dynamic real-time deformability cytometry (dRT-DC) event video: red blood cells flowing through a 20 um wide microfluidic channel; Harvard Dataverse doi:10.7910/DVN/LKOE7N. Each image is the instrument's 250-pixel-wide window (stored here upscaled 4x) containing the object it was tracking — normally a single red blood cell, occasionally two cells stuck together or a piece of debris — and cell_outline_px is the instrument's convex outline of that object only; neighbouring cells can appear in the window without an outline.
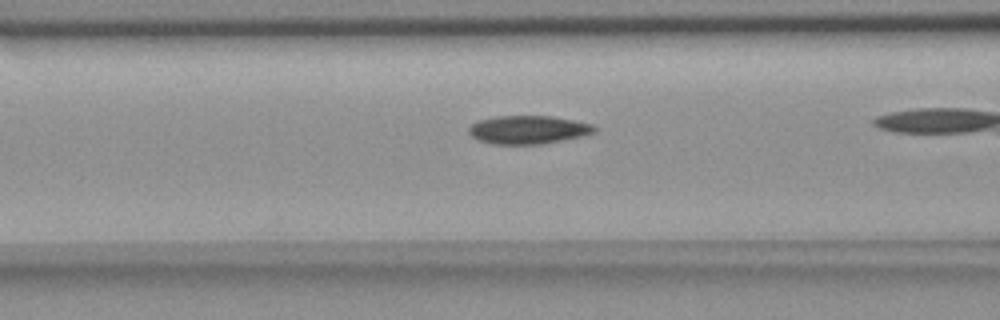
{"species": "common noctule bat (a hibernating species)", "species_latin": "Nyctalus noctula", "temperature_condition": "room temperature", "stored_images_in_passage": 29, "camera_frame_rate_fps": 3000, "um_per_image_px": 0.085, "animal": {"sex": "female", "body_mass_g": 18.4}, "frame": {"image": 1, "passage_image": 7, "time_ms": 2.0, "image_size_px": [1000, 320], "cell_outline_px": [[596, 132], [564, 140], [540, 144], [496, 144], [480, 140], [472, 136], [468, 132], [468, 128], [476, 120], [496, 116], [552, 116], [592, 124], [596, 128]], "centroid_in_image_um": [44.88, 11.02], "position_along_channel_um": 121.7, "area_um2": 20.63}}
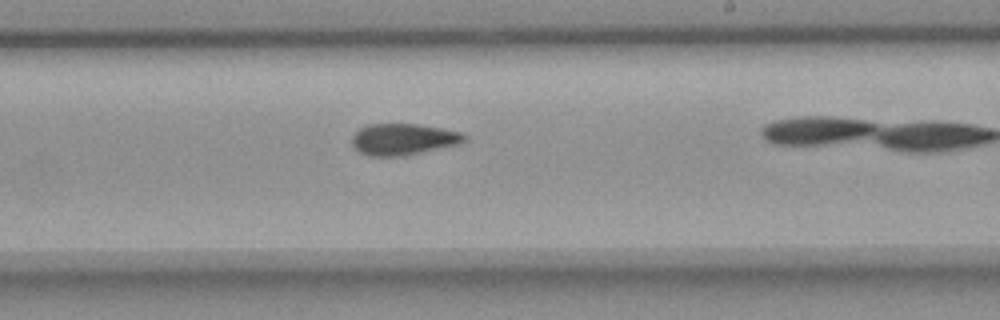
{"frame": {"image": 2, "passage_image": 18, "time_ms": 5.667, "image_size_px": [1000, 320], "cell_outline_px": [[468, 140], [460, 144], [404, 156], [368, 156], [352, 148], [352, 136], [360, 128], [368, 124], [420, 124], [460, 132], [468, 136]], "centroid_in_image_um": [34.28, 11.84], "position_along_channel_um": 254.7, "area_um2": 20.81}}
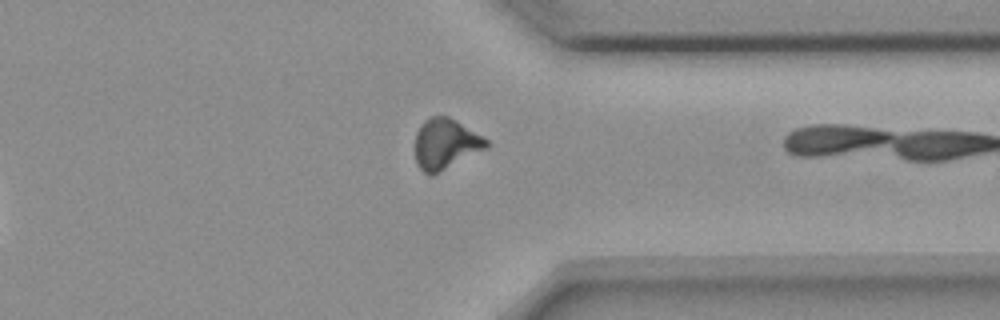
{"frame": {"image": 3, "passage_image": 28, "time_ms": 9.0, "image_size_px": [1000, 320], "cell_outline_px": [[488, 148], [432, 176], [428, 176], [416, 164], [416, 132], [420, 124], [424, 120], [432, 116], [448, 116], [456, 120], [488, 140]], "centroid_in_image_um": [37.86, 12.25], "position_along_channel_um": 373.5, "area_um2": 21.04}}